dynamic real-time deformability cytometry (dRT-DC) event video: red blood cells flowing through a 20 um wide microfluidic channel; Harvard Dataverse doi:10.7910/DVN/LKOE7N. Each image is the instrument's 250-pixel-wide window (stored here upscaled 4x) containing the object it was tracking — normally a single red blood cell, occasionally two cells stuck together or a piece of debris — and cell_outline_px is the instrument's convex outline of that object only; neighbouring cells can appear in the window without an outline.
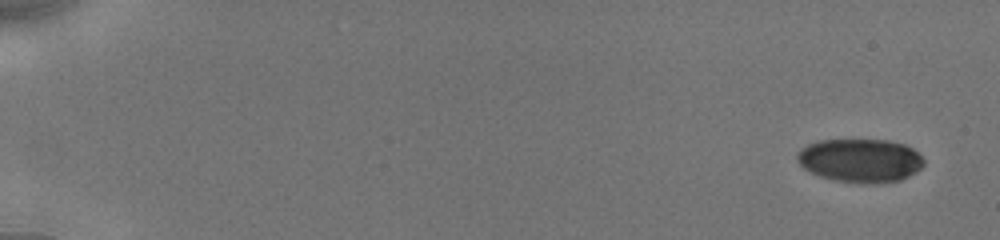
{"species": "human", "species_latin": "Homo sapiens", "temperature_condition": "cold", "stored_images_in_passage": 44, "camera_frame_rate_fps": 3000, "um_per_image_px": 0.085, "donor": {"sex": "male"}, "frame": {"image": 1, "passage_image": 1, "time_ms": 0.0, "image_size_px": [1000, 240], "cell_outline_px": [[924, 164], [916, 172], [900, 180], [876, 184], [864, 184], [836, 180], [820, 176], [804, 168], [800, 164], [796, 156], [800, 148], [808, 144], [820, 140], [888, 140], [904, 144], [912, 148], [924, 160]], "centroid_in_image_um": [73.13, 13.64], "position_along_channel_um": 11.9, "area_um2": 32.14}}
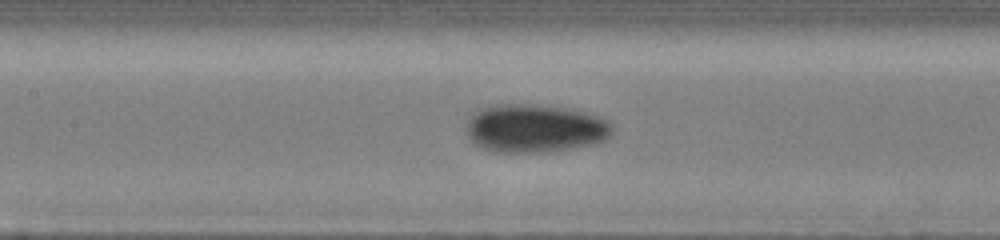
{"frame": {"image": 2, "passage_image": 19, "time_ms": 8.333, "image_size_px": [1000, 240], "cell_outline_px": [[612, 132], [604, 140], [596, 144], [576, 148], [544, 152], [492, 152], [468, 140], [468, 120], [472, 112], [480, 108], [496, 104], [532, 104], [568, 108], [588, 112], [600, 116], [608, 120], [612, 124]], "centroid_in_image_um": [45.49, 10.9], "position_along_channel_um": 161.9, "area_um2": 41.56}}
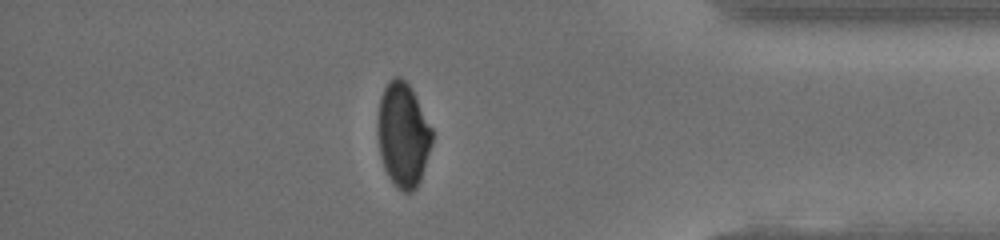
{"frame": {"image": 3, "passage_image": 38, "time_ms": 15.0, "image_size_px": [1000, 240], "cell_outline_px": [[432, 144], [420, 180], [416, 188], [412, 192], [404, 192], [396, 188], [388, 176], [384, 168], [380, 156], [376, 132], [376, 120], [380, 96], [388, 80], [392, 76], [400, 76], [408, 84], [432, 128]], "centroid_in_image_um": [34.21, 11.46], "position_along_channel_um": 401.0, "area_um2": 33.41}, "authors_computed_cell_mechanics": {"area_um2": 36.5585, "velocity_mm_per_s": 3.932, "shape_relaxation_time_tau1_ms": 10.4969, "shape_relaxation_time_tau2_ms": 1.9861, "deformation_change_tau1": 0.171, "deformation_change_tau2": 0.0503}}